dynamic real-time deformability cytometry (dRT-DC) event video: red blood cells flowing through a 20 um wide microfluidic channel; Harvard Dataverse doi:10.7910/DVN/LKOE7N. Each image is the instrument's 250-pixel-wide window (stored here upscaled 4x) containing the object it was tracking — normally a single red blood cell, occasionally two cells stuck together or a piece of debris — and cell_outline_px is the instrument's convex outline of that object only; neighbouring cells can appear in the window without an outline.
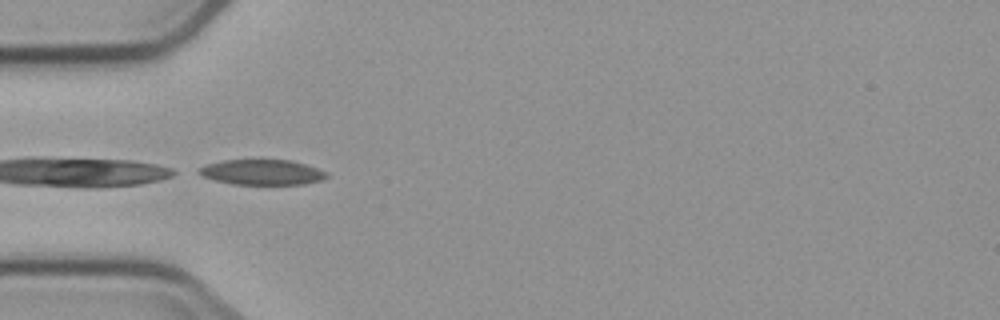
{"species": "common noctule bat (a hibernating species)", "species_latin": "Nyctalus noctula", "temperature_condition": "cold", "stored_images_in_passage": 4, "camera_frame_rate_fps": 3000, "um_per_image_px": 0.085, "animal": {"sex": "male", "body_mass_g": 23.1, "forearm_length_mm": 52.7}, "frame": {"image": 1, "passage_image": 3, "time_ms": 2.333, "image_size_px": [1000, 320], "cell_outline_px": [[328, 176], [320, 180], [304, 184], [232, 184], [216, 180], [204, 176], [196, 172], [200, 168], [208, 164], [224, 160], [292, 160], [328, 172]], "centroid_in_image_um": [22.29, 14.64], "position_along_channel_um": 62.7, "area_um2": 18.55}}